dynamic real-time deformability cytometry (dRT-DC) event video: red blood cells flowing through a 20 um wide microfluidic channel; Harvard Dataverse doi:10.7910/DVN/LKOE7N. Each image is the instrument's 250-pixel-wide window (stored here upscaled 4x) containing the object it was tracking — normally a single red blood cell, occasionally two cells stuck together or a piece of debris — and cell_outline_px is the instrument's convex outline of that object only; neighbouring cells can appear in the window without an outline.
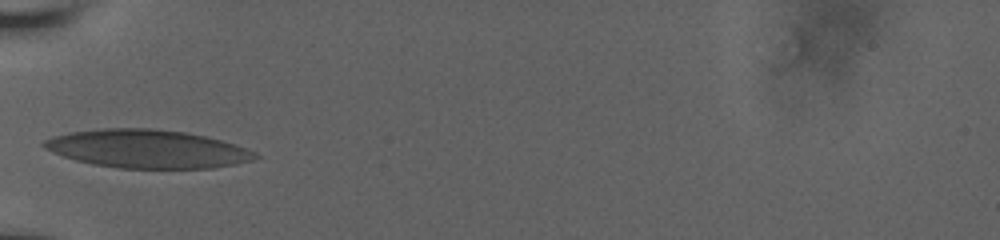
{"species": "human", "species_latin": "Homo sapiens", "temperature_condition": "room temperature", "stored_images_in_passage": 34, "camera_frame_rate_fps": 3000, "um_per_image_px": 0.085, "donor": {"sex": "male"}, "frame": {"image": 1, "passage_image": 1, "time_ms": 0.0, "image_size_px": [1000, 240], "cell_outline_px": [[260, 156], [252, 160], [236, 164], [212, 168], [120, 168], [92, 164], [76, 160], [52, 152], [44, 148], [40, 144], [44, 140], [52, 136], [68, 132], [104, 128], [152, 128], [184, 132], [204, 136], [220, 140], [256, 152]], "centroid_in_image_um": [12.47, 12.65], "position_along_channel_um": 72.5, "area_um2": 46.99}}
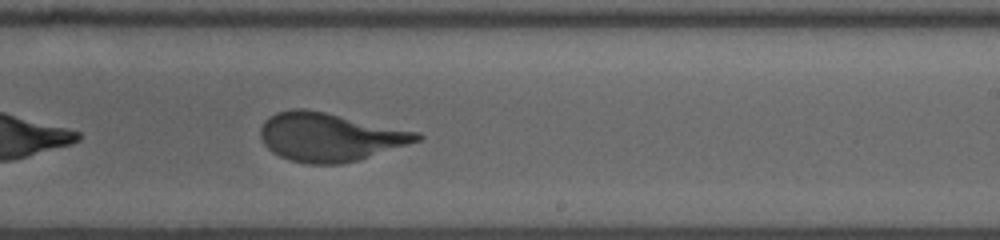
{"frame": {"image": 2, "passage_image": 16, "time_ms": 5.0, "image_size_px": [1000, 240], "cell_outline_px": [[424, 136], [420, 140], [356, 160], [340, 164], [308, 164], [288, 160], [272, 152], [264, 144], [260, 136], [260, 128], [264, 120], [268, 116], [276, 112], [292, 108], [304, 108], [324, 112], [420, 132]], "centroid_in_image_um": [27.97, 11.63], "position_along_channel_um": 261.0, "area_um2": 43.99}}
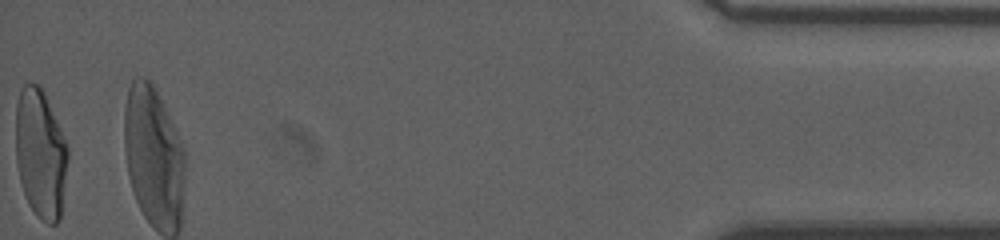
{"frame": {"image": 3, "passage_image": 34, "time_ms": 11.0, "image_size_px": [1000, 240], "cell_outline_px": [[68, 160], [60, 220], [56, 224], [48, 224], [28, 204], [20, 180], [16, 160], [16, 104], [20, 88], [24, 84], [36, 84], [44, 92], [68, 148]], "centroid_in_image_um": [3.44, 13.06], "position_along_channel_um": 431.8, "area_um2": 38.84}, "authors_computed_cell_mechanics": {"area_um2": 43.7835, "velocity_mm_per_s": 3.8005, "shape_relaxation_time_tau1_ms": 4.5959, "shape_relaxation_time_tau2_ms": null, "deformation_change_tau1": 0.2176, "deformation_change_tau2": null}}